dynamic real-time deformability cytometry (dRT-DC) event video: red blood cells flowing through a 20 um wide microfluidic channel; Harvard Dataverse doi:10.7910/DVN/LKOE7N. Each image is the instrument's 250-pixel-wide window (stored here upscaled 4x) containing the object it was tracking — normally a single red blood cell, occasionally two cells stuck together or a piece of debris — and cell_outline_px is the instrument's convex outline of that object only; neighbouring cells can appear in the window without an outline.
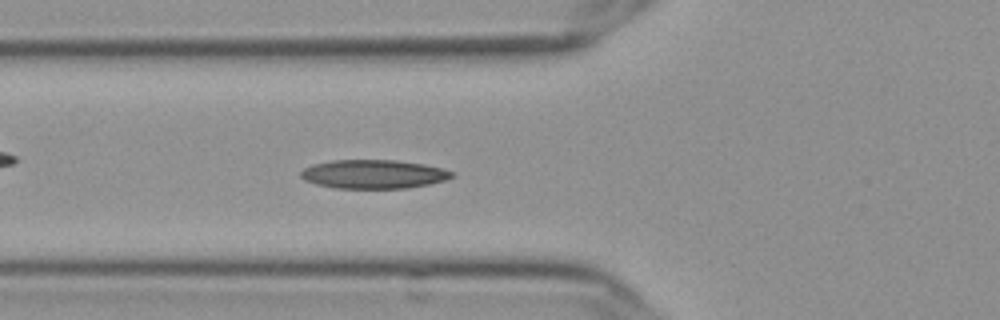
{"species": "Egyptian fruit bat (a non-hibernating species)", "species_latin": "Rousettus aegyptiacus", "temperature_condition": "cold", "stored_images_in_passage": 56, "camera_frame_rate_fps": 3000, "um_per_image_px": 0.085, "frame": {"image": 1, "passage_image": 21, "time_ms": 6.667, "image_size_px": [1000, 320], "cell_outline_px": [[456, 176], [444, 180], [428, 184], [404, 188], [336, 188], [316, 184], [304, 180], [300, 176], [300, 172], [304, 168], [312, 164], [332, 160], [396, 160], [424, 164], [456, 172]], "centroid_in_image_um": [31.74, 14.79], "position_along_channel_um": 94.1, "area_um2": 25.37}}
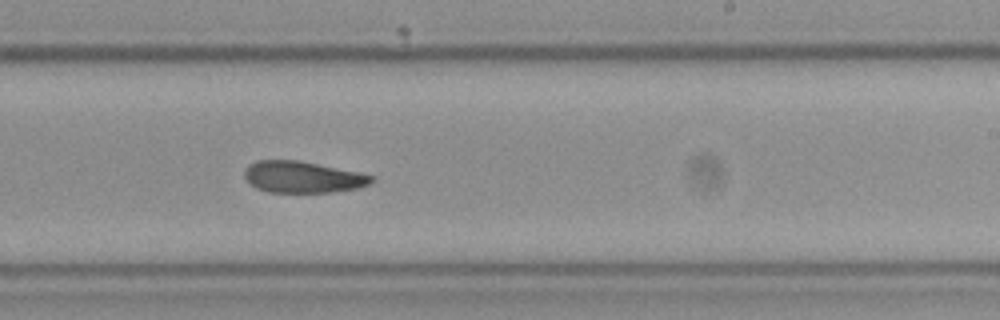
{"frame": {"image": 2, "passage_image": 35, "time_ms": 11.333, "image_size_px": [1000, 320], "cell_outline_px": [[376, 180], [360, 188], [332, 192], [268, 192], [256, 188], [244, 176], [244, 172], [248, 164], [256, 160], [300, 160], [360, 172], [376, 176]], "centroid_in_image_um": [25.77, 15.04], "position_along_channel_um": 263.2, "area_um2": 23.58}}
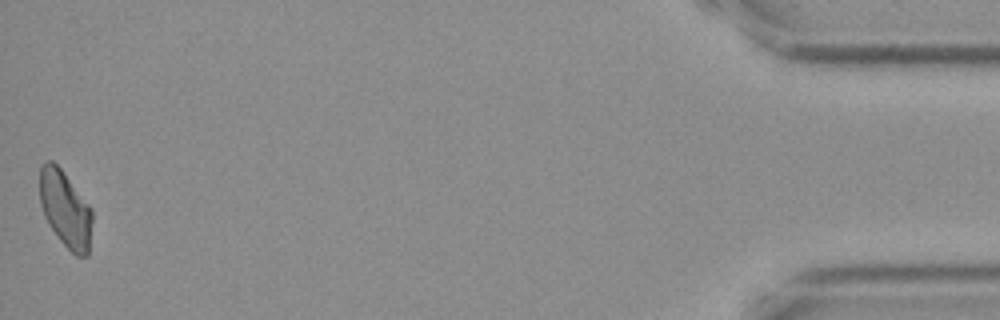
{"frame": {"image": 3, "passage_image": 56, "time_ms": 18.333, "image_size_px": [1000, 320], "cell_outline_px": [[92, 220], [88, 256], [76, 256], [60, 240], [48, 224], [44, 216], [40, 204], [40, 168], [48, 160], [52, 160], [60, 168], [92, 208]], "centroid_in_image_um": [5.56, 17.79], "position_along_channel_um": 429.6, "area_um2": 23.24}, "authors_computed_cell_mechanics": {"area_um2": 24.1893, "velocity_mm_per_s": 3.6146, "shape_relaxation_time_tau1_ms": null, "shape_relaxation_time_tau2_ms": 5.3656, "deformation_change_tau1": null, "deformation_change_tau2": 0.1334}}